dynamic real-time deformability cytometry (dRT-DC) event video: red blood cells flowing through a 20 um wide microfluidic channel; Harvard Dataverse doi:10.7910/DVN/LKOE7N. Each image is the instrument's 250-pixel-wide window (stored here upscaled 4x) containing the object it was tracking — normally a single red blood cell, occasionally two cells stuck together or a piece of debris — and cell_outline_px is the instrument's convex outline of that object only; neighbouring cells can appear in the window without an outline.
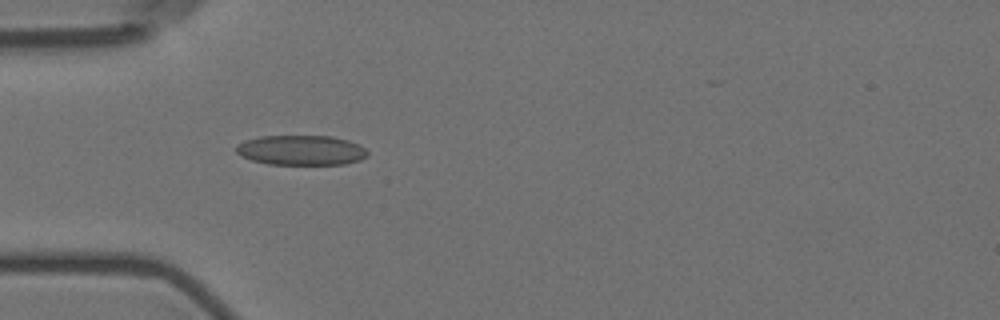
{"species": "Egyptian fruit bat (a non-hibernating species)", "species_latin": "Rousettus aegyptiacus", "temperature_condition": "room temperature", "stored_images_in_passage": 5, "camera_frame_rate_fps": 3000, "um_per_image_px": 0.085, "animal": {"sex": "female"}, "frame": {"image": 1, "passage_image": 5, "time_ms": 4.667, "image_size_px": [1000, 320], "cell_outline_px": [[368, 156], [360, 160], [344, 164], [268, 164], [252, 160], [240, 156], [236, 152], [236, 144], [244, 140], [260, 136], [332, 136], [348, 140], [360, 144], [368, 152]], "centroid_in_image_um": [25.59, 12.76], "position_along_channel_um": 59.4, "area_um2": 23.06}}